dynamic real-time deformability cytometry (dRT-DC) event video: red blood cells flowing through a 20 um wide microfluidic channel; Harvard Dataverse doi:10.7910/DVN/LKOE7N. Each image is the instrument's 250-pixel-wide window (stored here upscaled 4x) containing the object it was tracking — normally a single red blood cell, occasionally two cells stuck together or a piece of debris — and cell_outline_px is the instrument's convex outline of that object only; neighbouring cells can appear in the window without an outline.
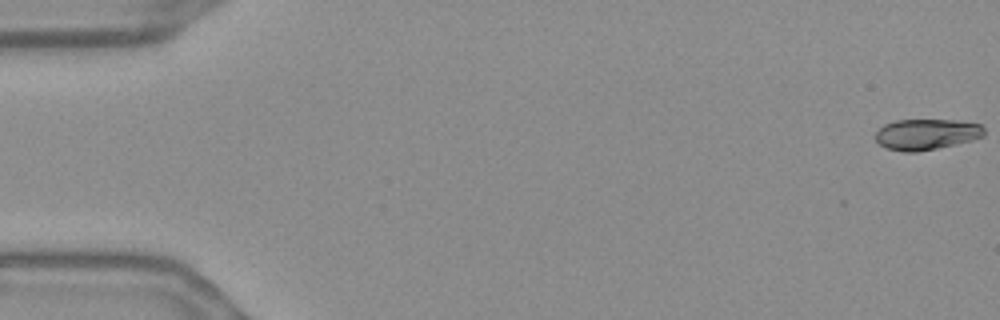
{"species": "Egyptian fruit bat (a non-hibernating species)", "species_latin": "Rousettus aegyptiacus", "temperature_condition": "warm", "stored_images_in_passage": 53, "camera_frame_rate_fps": 3000, "um_per_image_px": 0.085, "frame": {"image": 1, "passage_image": 1, "time_ms": 0.0, "image_size_px": [1000, 320], "cell_outline_px": [[984, 136], [972, 140], [936, 148], [916, 152], [904, 152], [888, 148], [880, 144], [876, 140], [876, 132], [884, 124], [896, 120], [956, 120], [980, 124], [984, 128]], "centroid_in_image_um": [78.75, 11.41], "position_along_channel_um": 6.2, "area_um2": 19.36}}
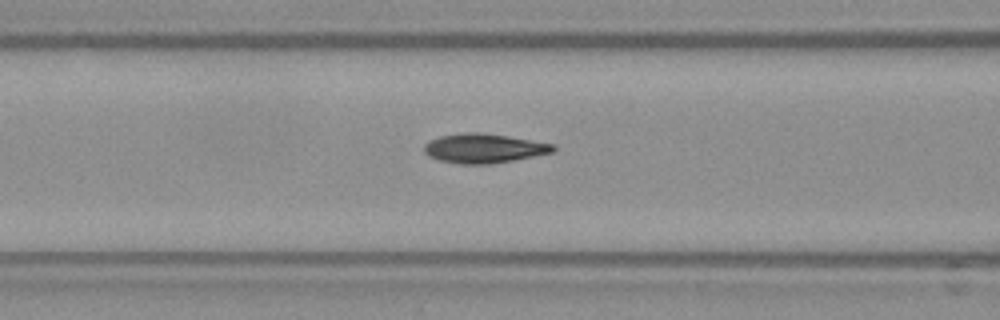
{"frame": {"image": 2, "passage_image": 23, "time_ms": 7.333, "image_size_px": [1000, 320], "cell_outline_px": [[556, 148], [552, 152], [492, 164], [460, 164], [440, 160], [428, 156], [424, 152], [424, 144], [428, 140], [440, 136], [464, 132], [480, 132], [508, 136], [556, 144]], "centroid_in_image_um": [41.1, 12.6], "position_along_channel_um": 125.5, "area_um2": 22.08}}
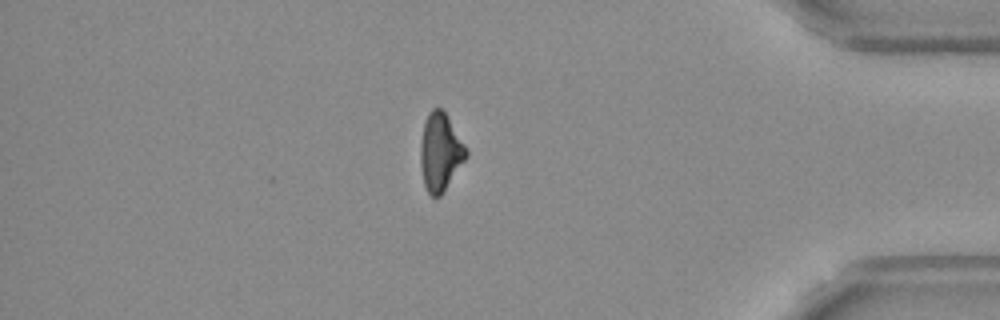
{"frame": {"image": 3, "passage_image": 48, "time_ms": 15.667, "image_size_px": [1000, 320], "cell_outline_px": [[468, 156], [444, 192], [440, 196], [432, 196], [428, 192], [424, 184], [420, 164], [420, 144], [424, 120], [428, 112], [432, 108], [440, 108], [448, 116], [464, 144], [468, 152]], "centroid_in_image_um": [37.42, 12.92], "position_along_channel_um": 397.8, "area_um2": 20.81}, "authors_computed_cell_mechanics": {"area_um2": 21.097, "velocity_mm_per_s": 3.6839, "shape_relaxation_time_tau1_ms": 3.0702, "shape_relaxation_time_tau2_ms": 3.4551, "deformation_change_tau1": 0.1633, "deformation_change_tau2": 0.0947}}